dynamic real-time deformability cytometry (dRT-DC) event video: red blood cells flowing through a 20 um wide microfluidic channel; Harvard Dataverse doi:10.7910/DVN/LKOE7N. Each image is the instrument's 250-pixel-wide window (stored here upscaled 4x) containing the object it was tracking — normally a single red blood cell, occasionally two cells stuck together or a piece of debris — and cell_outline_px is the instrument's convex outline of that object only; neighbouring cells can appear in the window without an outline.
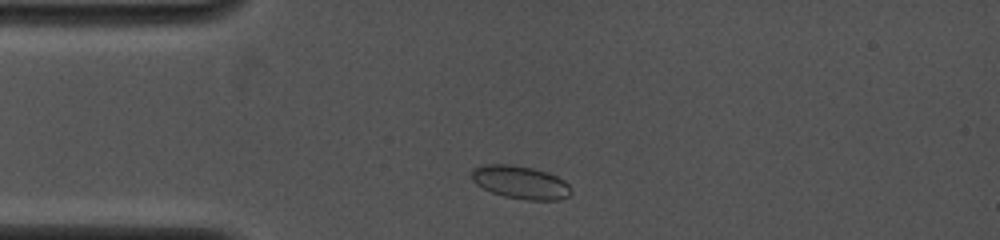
{"species": "common noctule bat (a hibernating species)", "species_latin": "Nyctalus noctula", "temperature_condition": "cold", "stored_images_in_passage": 25, "camera_frame_rate_fps": 4000, "um_per_image_px": 0.085, "animal": {"sex": "female", "body_mass_g": 19.0, "forearm_length_mm": 53.3}, "frame": {"image": 1, "passage_image": 2, "time_ms": 0.5, "image_size_px": [1000, 240], "cell_outline_px": [[572, 192], [568, 196], [560, 200], [528, 200], [504, 196], [492, 192], [476, 184], [472, 180], [472, 168], [484, 164], [512, 164], [532, 168], [548, 172], [564, 180], [568, 184]], "centroid_in_image_um": [44.24, 15.49], "position_along_channel_um": 40.8, "area_um2": 19.19}}
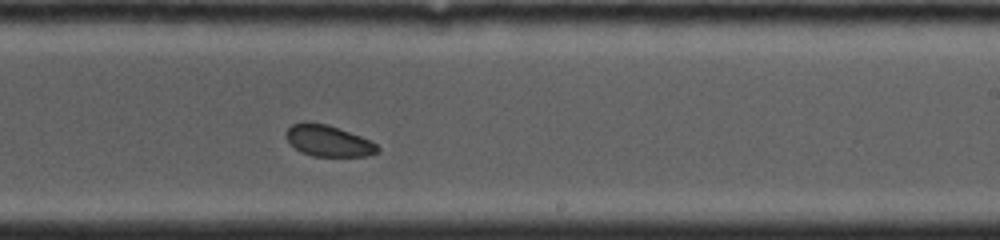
{"frame": {"image": 2, "passage_image": 16, "time_ms": 6.5, "image_size_px": [1000, 240], "cell_outline_px": [[380, 152], [368, 156], [312, 156], [300, 152], [284, 136], [284, 132], [292, 124], [304, 120], [308, 120], [328, 124], [372, 140], [380, 148]], "centroid_in_image_um": [27.9, 11.95], "position_along_channel_um": 261.1, "area_um2": 17.11}}
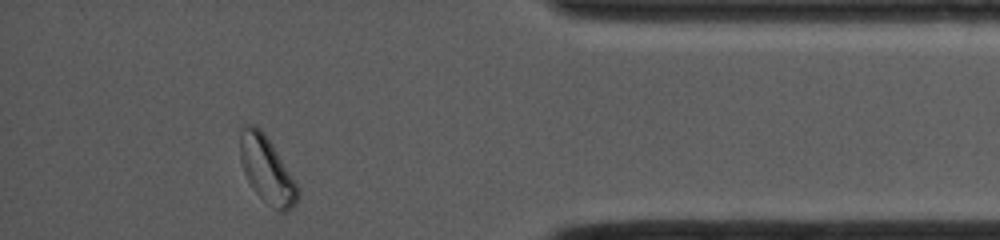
{"frame": {"image": 3, "passage_image": 25, "time_ms": 10.75, "image_size_px": [1000, 240], "cell_outline_px": [[300, 196], [296, 204], [292, 208], [284, 212], [280, 212], [260, 196], [252, 188], [244, 172], [240, 160], [240, 128], [244, 124], [256, 124], [260, 128], [272, 144], [296, 184], [300, 192]], "centroid_in_image_um": [22.66, 14.41], "position_along_channel_um": 412.5, "area_um2": 22.08}}